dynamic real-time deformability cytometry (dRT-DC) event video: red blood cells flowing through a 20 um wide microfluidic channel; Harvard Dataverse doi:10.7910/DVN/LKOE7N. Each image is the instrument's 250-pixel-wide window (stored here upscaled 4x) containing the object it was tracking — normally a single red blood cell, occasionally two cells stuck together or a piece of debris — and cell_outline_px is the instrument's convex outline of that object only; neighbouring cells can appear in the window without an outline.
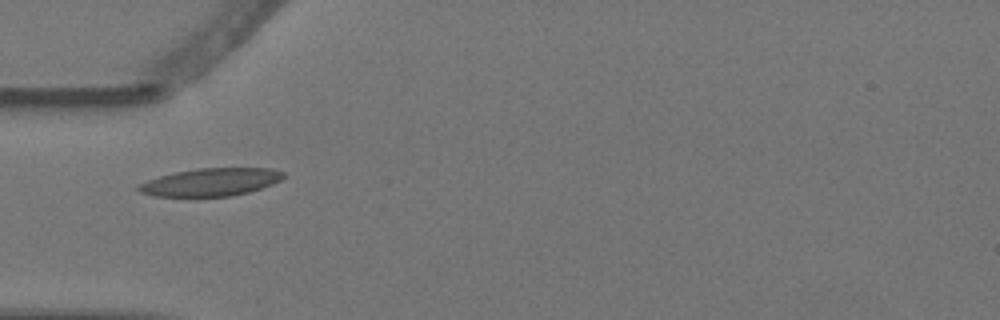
{"species": "Egyptian fruit bat (a non-hibernating species)", "species_latin": "Rousettus aegyptiacus", "temperature_condition": "warm", "stored_images_in_passage": 7, "camera_frame_rate_fps": 3000, "um_per_image_px": 0.085, "animal": {"sex": "female"}, "frame": {"image": 1, "passage_image": 1, "time_ms": 0.0, "image_size_px": [1000, 320], "cell_outline_px": [[288, 176], [272, 184], [248, 192], [232, 196], [152, 196], [140, 192], [136, 188], [136, 184], [160, 176], [176, 172], [196, 168], [272, 168], [284, 172]], "centroid_in_image_um": [17.92, 15.47], "position_along_channel_um": 67.1, "area_um2": 23.52}}
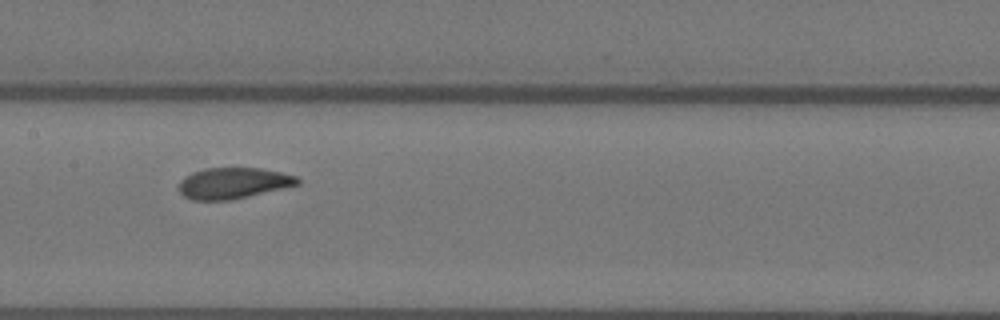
{"frame": {"image": 2, "passage_image": 4, "time_ms": 1.0, "image_size_px": [1000, 320], "cell_outline_px": [[300, 184], [248, 196], [228, 200], [192, 200], [184, 196], [180, 192], [180, 180], [184, 176], [192, 172], [208, 168], [260, 168], [280, 172], [296, 176], [300, 180]], "centroid_in_image_um": [19.81, 15.56], "position_along_channel_um": 187.6, "area_um2": 21.27}}
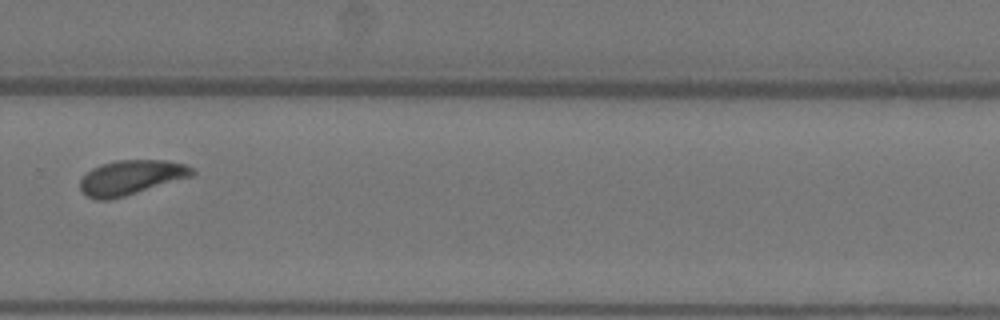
{"frame": {"image": 3, "passage_image": 7, "time_ms": 2.0, "image_size_px": [1000, 320], "cell_outline_px": [[196, 172], [192, 176], [124, 196], [108, 200], [96, 200], [88, 196], [80, 188], [80, 180], [92, 168], [100, 164], [116, 160], [164, 160], [184, 164], [192, 168]], "centroid_in_image_um": [11.13, 15.08], "position_along_channel_um": 318.7, "area_um2": 22.37}}